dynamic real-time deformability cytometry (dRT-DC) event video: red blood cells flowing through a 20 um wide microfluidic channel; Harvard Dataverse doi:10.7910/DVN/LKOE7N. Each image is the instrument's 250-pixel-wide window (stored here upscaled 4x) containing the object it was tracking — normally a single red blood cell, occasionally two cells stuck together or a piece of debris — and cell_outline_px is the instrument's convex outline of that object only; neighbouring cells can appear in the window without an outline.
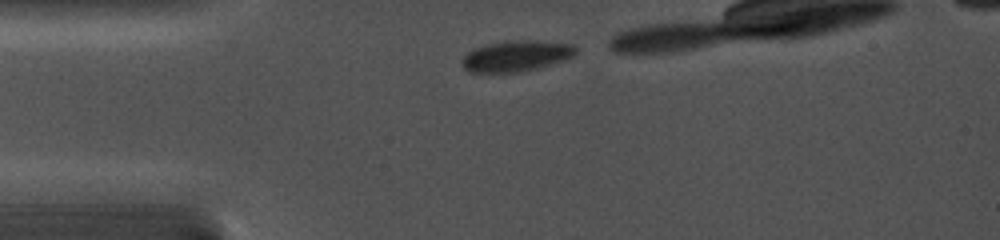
{"species": "common noctule bat (a hibernating species)", "species_latin": "Nyctalus noctula", "temperature_condition": "cold", "stored_images_in_passage": 10, "camera_frame_rate_fps": 5000, "um_per_image_px": 0.085, "animal": {"sex": "female", "body_mass_g": 19.0, "forearm_length_mm": 56.7}, "frame": {"image": 1, "passage_image": 1, "time_ms": 0.0, "image_size_px": [1000, 240], "cell_outline_px": [[576, 52], [572, 56], [564, 60], [536, 68], [520, 72], [468, 72], [460, 64], [460, 60], [472, 48], [504, 40], [536, 40], [572, 44], [576, 48]], "centroid_in_image_um": [43.82, 4.75], "position_along_channel_um": 41.2, "area_um2": 20.58}}
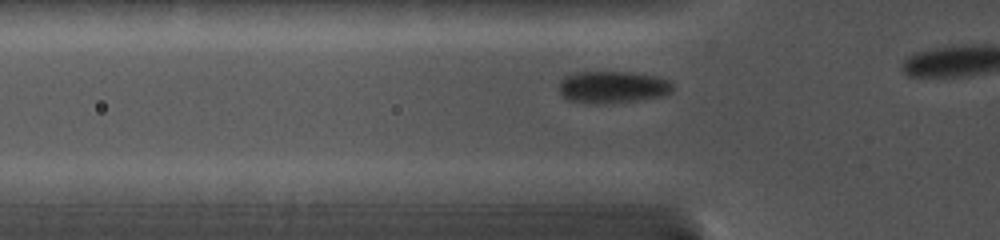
{"frame": {"image": 2, "passage_image": 5, "time_ms": 1.4, "image_size_px": [1000, 240], "cell_outline_px": [[672, 92], [664, 96], [608, 104], [588, 104], [564, 100], [560, 92], [560, 80], [564, 76], [576, 72], [632, 72], [656, 76], [668, 80], [672, 84]], "centroid_in_image_um": [52.03, 7.42], "position_along_channel_um": 73.8, "area_um2": 21.62}}
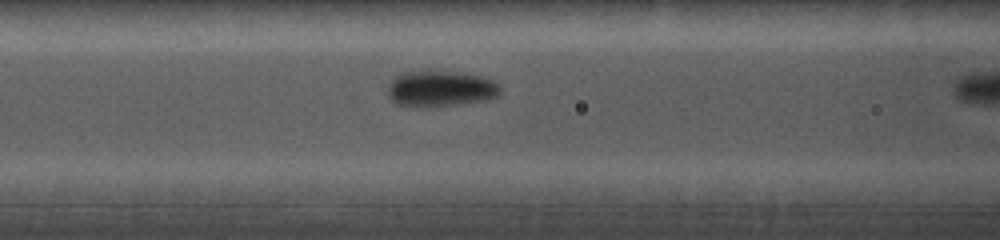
{"frame": {"image": 3, "passage_image": 9, "time_ms": 2.8, "image_size_px": [1000, 240], "cell_outline_px": [[500, 92], [496, 96], [484, 100], [428, 108], [416, 108], [396, 104], [388, 96], [388, 84], [400, 72], [428, 68], [432, 68], [480, 76], [492, 80], [500, 84]], "centroid_in_image_um": [37.36, 7.51], "position_along_channel_um": 129.2, "area_um2": 24.39}}